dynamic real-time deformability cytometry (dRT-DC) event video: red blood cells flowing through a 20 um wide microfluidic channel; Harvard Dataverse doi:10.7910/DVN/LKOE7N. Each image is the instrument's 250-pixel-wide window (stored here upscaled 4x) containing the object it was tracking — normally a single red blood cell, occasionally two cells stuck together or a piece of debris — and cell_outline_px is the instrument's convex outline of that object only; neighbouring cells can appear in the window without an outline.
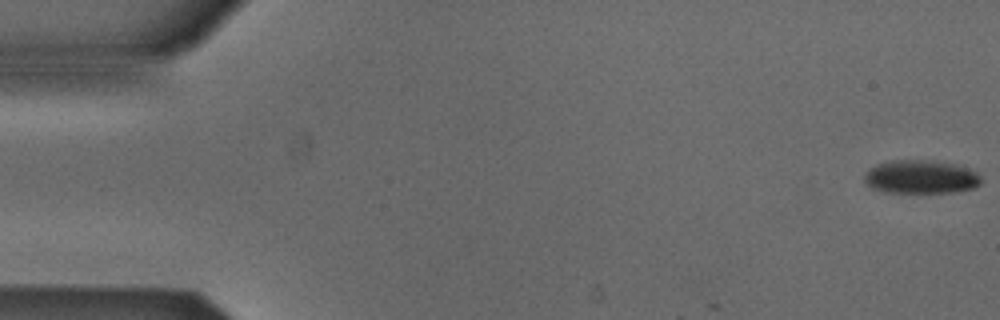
{"species": "Egyptian fruit bat (a non-hibernating species)", "species_latin": "Rousettus aegyptiacus", "temperature_condition": "cold", "stored_images_in_passage": 7, "camera_frame_rate_fps": 3000, "um_per_image_px": 0.085, "animal": {"sex": "male"}, "frame": {"image": 1, "passage_image": 1, "time_ms": 0.0, "image_size_px": [1000, 320], "cell_outline_px": [[980, 184], [976, 188], [956, 192], [884, 192], [872, 188], [864, 180], [864, 176], [872, 168], [880, 164], [892, 160], [920, 160], [956, 164], [976, 172], [980, 176]], "centroid_in_image_um": [78.31, 15.05], "position_along_channel_um": 6.7, "area_um2": 22.43}}